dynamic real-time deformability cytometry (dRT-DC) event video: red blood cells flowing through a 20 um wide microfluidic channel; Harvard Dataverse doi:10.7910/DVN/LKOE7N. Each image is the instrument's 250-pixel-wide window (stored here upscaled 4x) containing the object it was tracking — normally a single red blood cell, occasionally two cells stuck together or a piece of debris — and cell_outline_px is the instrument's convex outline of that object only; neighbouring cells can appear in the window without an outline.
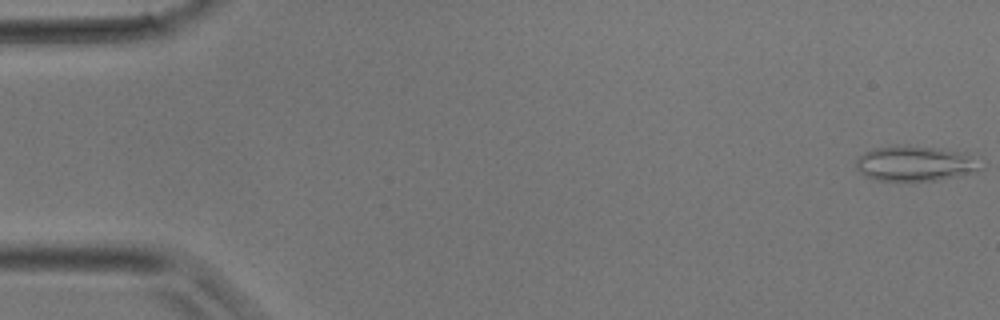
{"species": "common noctule bat (a hibernating species)", "species_latin": "Nyctalus noctula", "temperature_condition": "room temperature", "stored_images_in_passage": 39, "camera_frame_rate_fps": 3000, "um_per_image_px": 0.085, "animal": {"sex": "male", "body_mass_g": 17.9}, "frame": {"image": 1, "passage_image": 1, "time_ms": 0.0, "image_size_px": [1000, 320], "cell_outline_px": [[984, 168], [972, 172], [956, 176], [936, 180], [880, 180], [864, 176], [856, 168], [856, 156], [872, 148], [896, 144], [908, 144], [964, 152]], "centroid_in_image_um": [77.69, 13.86], "position_along_channel_um": 7.3, "area_um2": 25.55}}
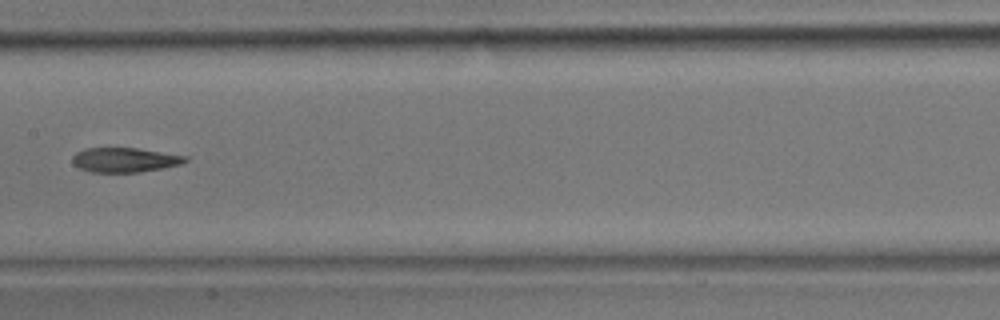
{"frame": {"image": 2, "passage_image": 20, "time_ms": 6.333, "image_size_px": [1000, 320], "cell_outline_px": [[188, 160], [180, 164], [164, 168], [140, 172], [88, 172], [72, 164], [72, 156], [76, 152], [84, 148], [136, 148], [188, 156]], "centroid_in_image_um": [10.57, 13.59], "position_along_channel_um": 196.8, "area_um2": 16.24}}
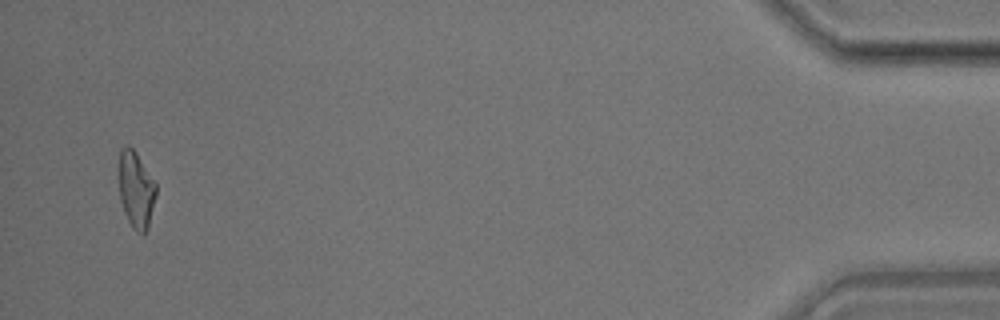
{"frame": {"image": 3, "passage_image": 38, "time_ms": 12.333, "image_size_px": [1000, 320], "cell_outline_px": [[156, 196], [148, 228], [144, 232], [136, 232], [132, 228], [124, 212], [120, 200], [120, 148], [128, 144], [136, 152], [156, 184]], "centroid_in_image_um": [11.57, 16.13], "position_along_channel_um": 423.6, "area_um2": 16.36}}